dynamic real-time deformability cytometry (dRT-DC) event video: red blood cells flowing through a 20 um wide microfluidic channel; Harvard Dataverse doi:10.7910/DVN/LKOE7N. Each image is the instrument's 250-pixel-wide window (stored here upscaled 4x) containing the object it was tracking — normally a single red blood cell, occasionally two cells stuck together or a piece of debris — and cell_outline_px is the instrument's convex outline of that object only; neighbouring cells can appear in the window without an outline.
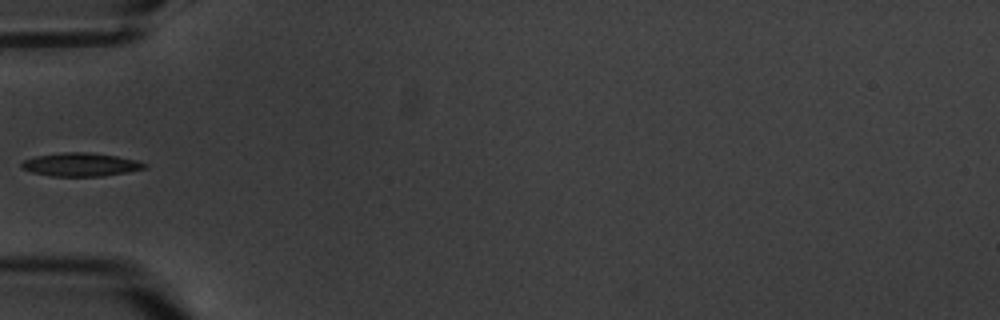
{"species": "common noctule bat (a hibernating species)", "species_latin": "Nyctalus noctula", "temperature_condition": "warm", "stored_images_in_passage": 8, "segment_of_instrument_passage": [2, 2], "camera_frame_rate_fps": 3000, "um_per_image_px": 0.085, "animal": {"sex": "male", "body_mass_g": 20.1, "forearm_length_mm": 53.5}, "frame": {"image": 1, "passage_image": 6, "time_ms": 5.667, "image_size_px": [1000, 320], "cell_outline_px": [[148, 168], [100, 176], [48, 176], [32, 172], [20, 168], [20, 164], [24, 160], [36, 156], [64, 152], [84, 152], [116, 156], [136, 160], [148, 164]], "centroid_in_image_um": [6.83, 13.99], "position_along_channel_um": 78.2, "area_um2": 16.65}}
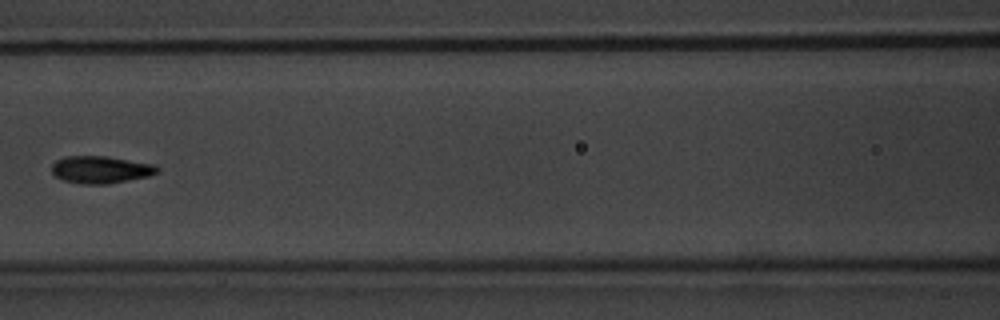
{"frame": {"image": 2, "passage_image": 8, "time_ms": 8.0, "image_size_px": [1000, 320], "cell_outline_px": [[160, 172], [148, 176], [108, 184], [80, 184], [64, 180], [56, 176], [52, 172], [52, 164], [56, 160], [68, 156], [108, 156], [156, 164], [160, 168]], "centroid_in_image_um": [8.61, 14.41], "position_along_channel_um": 158.0, "area_um2": 16.94}}